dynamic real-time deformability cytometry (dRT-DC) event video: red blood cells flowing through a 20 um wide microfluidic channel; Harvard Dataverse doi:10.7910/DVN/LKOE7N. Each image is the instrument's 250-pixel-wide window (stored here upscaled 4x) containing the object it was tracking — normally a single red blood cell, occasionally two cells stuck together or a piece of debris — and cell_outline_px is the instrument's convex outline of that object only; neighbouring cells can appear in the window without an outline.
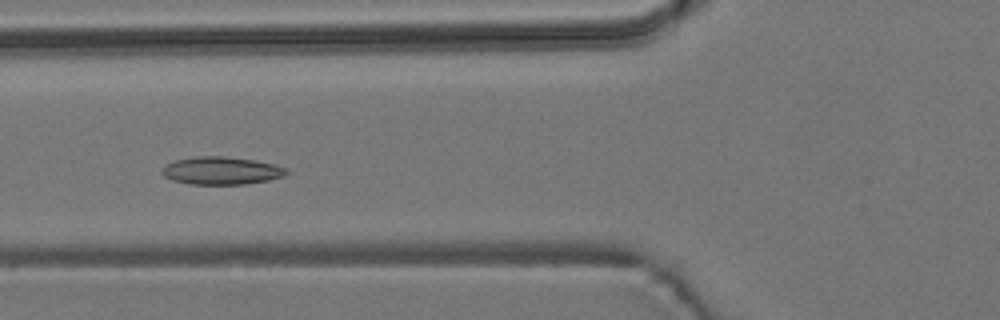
{"species": "common noctule bat (a hibernating species)", "species_latin": "Nyctalus noctula", "temperature_condition": "room temperature", "stored_images_in_passage": 12, "camera_frame_rate_fps": 3000, "um_per_image_px": 0.085, "animal": {"sex": "male", "body_mass_g": 19.2, "forearm_length_mm": 51.8}, "frame": {"image": 1, "passage_image": 3, "time_ms": 2.667, "image_size_px": [1000, 320], "cell_outline_px": [[288, 172], [284, 176], [268, 180], [244, 184], [188, 184], [172, 180], [164, 176], [160, 172], [168, 164], [176, 160], [192, 156], [224, 156], [256, 160], [288, 168]], "centroid_in_image_um": [18.82, 14.5], "position_along_channel_um": 107.0, "area_um2": 20.11}}
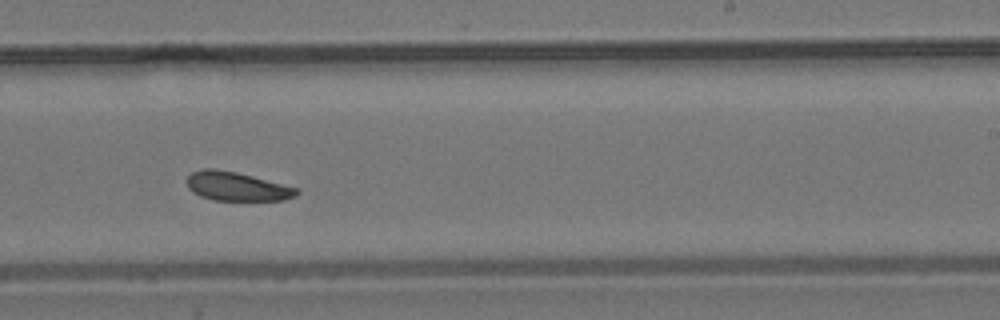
{"frame": {"image": 2, "passage_image": 7, "time_ms": 7.0, "image_size_px": [1000, 320], "cell_outline_px": [[300, 192], [296, 196], [284, 200], [216, 200], [200, 196], [192, 192], [188, 188], [184, 180], [192, 172], [204, 168], [216, 168], [236, 172], [300, 188]], "centroid_in_image_um": [20.12, 15.84], "position_along_channel_um": 268.9, "area_um2": 18.67}}
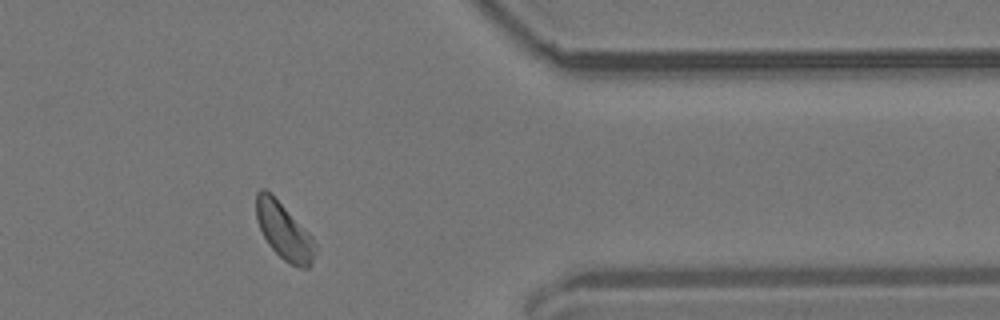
{"frame": {"image": 3, "passage_image": 10, "time_ms": 10.667, "image_size_px": [1000, 320], "cell_outline_px": [[316, 248], [312, 260], [308, 268], [300, 268], [284, 260], [268, 244], [256, 220], [256, 192], [260, 188], [264, 188], [312, 236], [316, 244]], "centroid_in_image_um": [24.12, 19.67], "position_along_channel_um": 387.3, "area_um2": 18.84}}